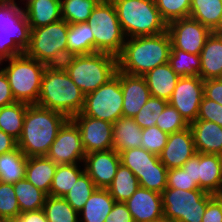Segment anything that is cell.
<instances>
[{
	"label": "cell",
	"instance_id": "obj_1",
	"mask_svg": "<svg viewBox=\"0 0 222 222\" xmlns=\"http://www.w3.org/2000/svg\"><path fill=\"white\" fill-rule=\"evenodd\" d=\"M171 40L167 31L162 34L126 38L117 57L118 70L134 76H144L157 66L169 62Z\"/></svg>",
	"mask_w": 222,
	"mask_h": 222
},
{
	"label": "cell",
	"instance_id": "obj_2",
	"mask_svg": "<svg viewBox=\"0 0 222 222\" xmlns=\"http://www.w3.org/2000/svg\"><path fill=\"white\" fill-rule=\"evenodd\" d=\"M69 118L58 111L29 105L24 117L18 148L28 157L46 156L59 129Z\"/></svg>",
	"mask_w": 222,
	"mask_h": 222
},
{
	"label": "cell",
	"instance_id": "obj_3",
	"mask_svg": "<svg viewBox=\"0 0 222 222\" xmlns=\"http://www.w3.org/2000/svg\"><path fill=\"white\" fill-rule=\"evenodd\" d=\"M85 94L72 81L61 65L47 66L36 105L65 114L68 118L79 114Z\"/></svg>",
	"mask_w": 222,
	"mask_h": 222
},
{
	"label": "cell",
	"instance_id": "obj_4",
	"mask_svg": "<svg viewBox=\"0 0 222 222\" xmlns=\"http://www.w3.org/2000/svg\"><path fill=\"white\" fill-rule=\"evenodd\" d=\"M61 66L86 95L112 78L117 69V57L107 53L72 55Z\"/></svg>",
	"mask_w": 222,
	"mask_h": 222
},
{
	"label": "cell",
	"instance_id": "obj_5",
	"mask_svg": "<svg viewBox=\"0 0 222 222\" xmlns=\"http://www.w3.org/2000/svg\"><path fill=\"white\" fill-rule=\"evenodd\" d=\"M126 38L162 34L168 24L155 0H112Z\"/></svg>",
	"mask_w": 222,
	"mask_h": 222
},
{
	"label": "cell",
	"instance_id": "obj_6",
	"mask_svg": "<svg viewBox=\"0 0 222 222\" xmlns=\"http://www.w3.org/2000/svg\"><path fill=\"white\" fill-rule=\"evenodd\" d=\"M46 64L27 56L25 53L1 61L12 94L17 102L37 104Z\"/></svg>",
	"mask_w": 222,
	"mask_h": 222
},
{
	"label": "cell",
	"instance_id": "obj_7",
	"mask_svg": "<svg viewBox=\"0 0 222 222\" xmlns=\"http://www.w3.org/2000/svg\"><path fill=\"white\" fill-rule=\"evenodd\" d=\"M30 34L22 4L16 0L0 3V61L24 54Z\"/></svg>",
	"mask_w": 222,
	"mask_h": 222
},
{
	"label": "cell",
	"instance_id": "obj_8",
	"mask_svg": "<svg viewBox=\"0 0 222 222\" xmlns=\"http://www.w3.org/2000/svg\"><path fill=\"white\" fill-rule=\"evenodd\" d=\"M69 24L57 22L31 29L30 43L24 53L47 66L61 65L68 58Z\"/></svg>",
	"mask_w": 222,
	"mask_h": 222
},
{
	"label": "cell",
	"instance_id": "obj_9",
	"mask_svg": "<svg viewBox=\"0 0 222 222\" xmlns=\"http://www.w3.org/2000/svg\"><path fill=\"white\" fill-rule=\"evenodd\" d=\"M87 23L95 37V51L118 57L122 52L126 37L112 0H100L91 12Z\"/></svg>",
	"mask_w": 222,
	"mask_h": 222
},
{
	"label": "cell",
	"instance_id": "obj_10",
	"mask_svg": "<svg viewBox=\"0 0 222 222\" xmlns=\"http://www.w3.org/2000/svg\"><path fill=\"white\" fill-rule=\"evenodd\" d=\"M163 218L170 222H202L207 203L215 196L203 190L166 188L162 193Z\"/></svg>",
	"mask_w": 222,
	"mask_h": 222
},
{
	"label": "cell",
	"instance_id": "obj_11",
	"mask_svg": "<svg viewBox=\"0 0 222 222\" xmlns=\"http://www.w3.org/2000/svg\"><path fill=\"white\" fill-rule=\"evenodd\" d=\"M120 71L95 91L85 95L82 115L114 123L123 116Z\"/></svg>",
	"mask_w": 222,
	"mask_h": 222
},
{
	"label": "cell",
	"instance_id": "obj_12",
	"mask_svg": "<svg viewBox=\"0 0 222 222\" xmlns=\"http://www.w3.org/2000/svg\"><path fill=\"white\" fill-rule=\"evenodd\" d=\"M199 188L217 195L222 190V156L217 154L196 153L182 166Z\"/></svg>",
	"mask_w": 222,
	"mask_h": 222
},
{
	"label": "cell",
	"instance_id": "obj_13",
	"mask_svg": "<svg viewBox=\"0 0 222 222\" xmlns=\"http://www.w3.org/2000/svg\"><path fill=\"white\" fill-rule=\"evenodd\" d=\"M46 156L56 164L83 163L86 152L79 128L71 118L59 129Z\"/></svg>",
	"mask_w": 222,
	"mask_h": 222
},
{
	"label": "cell",
	"instance_id": "obj_14",
	"mask_svg": "<svg viewBox=\"0 0 222 222\" xmlns=\"http://www.w3.org/2000/svg\"><path fill=\"white\" fill-rule=\"evenodd\" d=\"M167 32L171 48L191 54H200L207 37L212 31L191 17L176 19L168 23Z\"/></svg>",
	"mask_w": 222,
	"mask_h": 222
},
{
	"label": "cell",
	"instance_id": "obj_15",
	"mask_svg": "<svg viewBox=\"0 0 222 222\" xmlns=\"http://www.w3.org/2000/svg\"><path fill=\"white\" fill-rule=\"evenodd\" d=\"M204 97V80L199 77H180L168 104L176 108L190 125L197 119Z\"/></svg>",
	"mask_w": 222,
	"mask_h": 222
},
{
	"label": "cell",
	"instance_id": "obj_16",
	"mask_svg": "<svg viewBox=\"0 0 222 222\" xmlns=\"http://www.w3.org/2000/svg\"><path fill=\"white\" fill-rule=\"evenodd\" d=\"M79 128L86 154L113 149V123L82 115L71 118Z\"/></svg>",
	"mask_w": 222,
	"mask_h": 222
},
{
	"label": "cell",
	"instance_id": "obj_17",
	"mask_svg": "<svg viewBox=\"0 0 222 222\" xmlns=\"http://www.w3.org/2000/svg\"><path fill=\"white\" fill-rule=\"evenodd\" d=\"M120 163V155L114 149L88 153L83 161L85 172L96 188L102 189L111 185Z\"/></svg>",
	"mask_w": 222,
	"mask_h": 222
},
{
	"label": "cell",
	"instance_id": "obj_18",
	"mask_svg": "<svg viewBox=\"0 0 222 222\" xmlns=\"http://www.w3.org/2000/svg\"><path fill=\"white\" fill-rule=\"evenodd\" d=\"M194 137L190 126L169 134L167 143L159 155L166 168H180L196 154Z\"/></svg>",
	"mask_w": 222,
	"mask_h": 222
},
{
	"label": "cell",
	"instance_id": "obj_19",
	"mask_svg": "<svg viewBox=\"0 0 222 222\" xmlns=\"http://www.w3.org/2000/svg\"><path fill=\"white\" fill-rule=\"evenodd\" d=\"M124 203L134 222H156L163 219L162 195L156 191L140 186Z\"/></svg>",
	"mask_w": 222,
	"mask_h": 222
},
{
	"label": "cell",
	"instance_id": "obj_20",
	"mask_svg": "<svg viewBox=\"0 0 222 222\" xmlns=\"http://www.w3.org/2000/svg\"><path fill=\"white\" fill-rule=\"evenodd\" d=\"M123 92V116L133 118L150 98V90L143 76H134L120 71Z\"/></svg>",
	"mask_w": 222,
	"mask_h": 222
},
{
	"label": "cell",
	"instance_id": "obj_21",
	"mask_svg": "<svg viewBox=\"0 0 222 222\" xmlns=\"http://www.w3.org/2000/svg\"><path fill=\"white\" fill-rule=\"evenodd\" d=\"M199 76L203 80L220 79L222 76V31L212 32L200 53Z\"/></svg>",
	"mask_w": 222,
	"mask_h": 222
},
{
	"label": "cell",
	"instance_id": "obj_22",
	"mask_svg": "<svg viewBox=\"0 0 222 222\" xmlns=\"http://www.w3.org/2000/svg\"><path fill=\"white\" fill-rule=\"evenodd\" d=\"M197 153L222 156V127L215 122L196 119L190 124Z\"/></svg>",
	"mask_w": 222,
	"mask_h": 222
},
{
	"label": "cell",
	"instance_id": "obj_23",
	"mask_svg": "<svg viewBox=\"0 0 222 222\" xmlns=\"http://www.w3.org/2000/svg\"><path fill=\"white\" fill-rule=\"evenodd\" d=\"M23 6L31 29L46 26L62 19L61 0H27Z\"/></svg>",
	"mask_w": 222,
	"mask_h": 222
},
{
	"label": "cell",
	"instance_id": "obj_24",
	"mask_svg": "<svg viewBox=\"0 0 222 222\" xmlns=\"http://www.w3.org/2000/svg\"><path fill=\"white\" fill-rule=\"evenodd\" d=\"M121 164L128 167L137 179L148 171H168L159 160V156L150 153L144 148H133L119 153Z\"/></svg>",
	"mask_w": 222,
	"mask_h": 222
},
{
	"label": "cell",
	"instance_id": "obj_25",
	"mask_svg": "<svg viewBox=\"0 0 222 222\" xmlns=\"http://www.w3.org/2000/svg\"><path fill=\"white\" fill-rule=\"evenodd\" d=\"M152 97L169 100L180 78L169 63L150 70L143 76Z\"/></svg>",
	"mask_w": 222,
	"mask_h": 222
},
{
	"label": "cell",
	"instance_id": "obj_26",
	"mask_svg": "<svg viewBox=\"0 0 222 222\" xmlns=\"http://www.w3.org/2000/svg\"><path fill=\"white\" fill-rule=\"evenodd\" d=\"M58 164L47 156H34L27 158L25 179L33 186L50 195V188Z\"/></svg>",
	"mask_w": 222,
	"mask_h": 222
},
{
	"label": "cell",
	"instance_id": "obj_27",
	"mask_svg": "<svg viewBox=\"0 0 222 222\" xmlns=\"http://www.w3.org/2000/svg\"><path fill=\"white\" fill-rule=\"evenodd\" d=\"M113 149L118 153L141 148L142 128L133 118L122 116L113 123Z\"/></svg>",
	"mask_w": 222,
	"mask_h": 222
},
{
	"label": "cell",
	"instance_id": "obj_28",
	"mask_svg": "<svg viewBox=\"0 0 222 222\" xmlns=\"http://www.w3.org/2000/svg\"><path fill=\"white\" fill-rule=\"evenodd\" d=\"M114 204L108 189L97 188L79 212V222H104Z\"/></svg>",
	"mask_w": 222,
	"mask_h": 222
},
{
	"label": "cell",
	"instance_id": "obj_29",
	"mask_svg": "<svg viewBox=\"0 0 222 222\" xmlns=\"http://www.w3.org/2000/svg\"><path fill=\"white\" fill-rule=\"evenodd\" d=\"M189 17L212 32L222 31V0H191Z\"/></svg>",
	"mask_w": 222,
	"mask_h": 222
},
{
	"label": "cell",
	"instance_id": "obj_30",
	"mask_svg": "<svg viewBox=\"0 0 222 222\" xmlns=\"http://www.w3.org/2000/svg\"><path fill=\"white\" fill-rule=\"evenodd\" d=\"M68 57L95 53V37L87 22L69 24L67 33Z\"/></svg>",
	"mask_w": 222,
	"mask_h": 222
},
{
	"label": "cell",
	"instance_id": "obj_31",
	"mask_svg": "<svg viewBox=\"0 0 222 222\" xmlns=\"http://www.w3.org/2000/svg\"><path fill=\"white\" fill-rule=\"evenodd\" d=\"M27 157L17 147L0 155V182L16 183L25 178Z\"/></svg>",
	"mask_w": 222,
	"mask_h": 222
},
{
	"label": "cell",
	"instance_id": "obj_32",
	"mask_svg": "<svg viewBox=\"0 0 222 222\" xmlns=\"http://www.w3.org/2000/svg\"><path fill=\"white\" fill-rule=\"evenodd\" d=\"M84 172L83 163L58 164L50 188V195L64 197Z\"/></svg>",
	"mask_w": 222,
	"mask_h": 222
},
{
	"label": "cell",
	"instance_id": "obj_33",
	"mask_svg": "<svg viewBox=\"0 0 222 222\" xmlns=\"http://www.w3.org/2000/svg\"><path fill=\"white\" fill-rule=\"evenodd\" d=\"M20 214L43 209L47 194L33 186L25 178L13 183Z\"/></svg>",
	"mask_w": 222,
	"mask_h": 222
},
{
	"label": "cell",
	"instance_id": "obj_34",
	"mask_svg": "<svg viewBox=\"0 0 222 222\" xmlns=\"http://www.w3.org/2000/svg\"><path fill=\"white\" fill-rule=\"evenodd\" d=\"M30 104L15 102L0 108V129L18 141L23 130L24 117Z\"/></svg>",
	"mask_w": 222,
	"mask_h": 222
},
{
	"label": "cell",
	"instance_id": "obj_35",
	"mask_svg": "<svg viewBox=\"0 0 222 222\" xmlns=\"http://www.w3.org/2000/svg\"><path fill=\"white\" fill-rule=\"evenodd\" d=\"M140 187L134 173L120 163L111 185L107 188L115 202L127 201Z\"/></svg>",
	"mask_w": 222,
	"mask_h": 222
},
{
	"label": "cell",
	"instance_id": "obj_36",
	"mask_svg": "<svg viewBox=\"0 0 222 222\" xmlns=\"http://www.w3.org/2000/svg\"><path fill=\"white\" fill-rule=\"evenodd\" d=\"M168 63L180 77H199L201 68L200 54H191L180 49L171 48Z\"/></svg>",
	"mask_w": 222,
	"mask_h": 222
},
{
	"label": "cell",
	"instance_id": "obj_37",
	"mask_svg": "<svg viewBox=\"0 0 222 222\" xmlns=\"http://www.w3.org/2000/svg\"><path fill=\"white\" fill-rule=\"evenodd\" d=\"M43 210L48 222H79V213L63 197L47 195Z\"/></svg>",
	"mask_w": 222,
	"mask_h": 222
},
{
	"label": "cell",
	"instance_id": "obj_38",
	"mask_svg": "<svg viewBox=\"0 0 222 222\" xmlns=\"http://www.w3.org/2000/svg\"><path fill=\"white\" fill-rule=\"evenodd\" d=\"M100 0H61V16L68 24L87 22Z\"/></svg>",
	"mask_w": 222,
	"mask_h": 222
},
{
	"label": "cell",
	"instance_id": "obj_39",
	"mask_svg": "<svg viewBox=\"0 0 222 222\" xmlns=\"http://www.w3.org/2000/svg\"><path fill=\"white\" fill-rule=\"evenodd\" d=\"M96 189L94 182L90 179L89 175L84 172L63 198L79 213Z\"/></svg>",
	"mask_w": 222,
	"mask_h": 222
},
{
	"label": "cell",
	"instance_id": "obj_40",
	"mask_svg": "<svg viewBox=\"0 0 222 222\" xmlns=\"http://www.w3.org/2000/svg\"><path fill=\"white\" fill-rule=\"evenodd\" d=\"M167 105V100L150 96L133 119L142 129L155 126L157 118Z\"/></svg>",
	"mask_w": 222,
	"mask_h": 222
},
{
	"label": "cell",
	"instance_id": "obj_41",
	"mask_svg": "<svg viewBox=\"0 0 222 222\" xmlns=\"http://www.w3.org/2000/svg\"><path fill=\"white\" fill-rule=\"evenodd\" d=\"M20 214V208L12 183L0 182V220L13 221Z\"/></svg>",
	"mask_w": 222,
	"mask_h": 222
},
{
	"label": "cell",
	"instance_id": "obj_42",
	"mask_svg": "<svg viewBox=\"0 0 222 222\" xmlns=\"http://www.w3.org/2000/svg\"><path fill=\"white\" fill-rule=\"evenodd\" d=\"M155 4L167 24L190 16L191 0H155Z\"/></svg>",
	"mask_w": 222,
	"mask_h": 222
},
{
	"label": "cell",
	"instance_id": "obj_43",
	"mask_svg": "<svg viewBox=\"0 0 222 222\" xmlns=\"http://www.w3.org/2000/svg\"><path fill=\"white\" fill-rule=\"evenodd\" d=\"M156 126L163 132L172 134L173 132L184 130L190 125L176 108L168 104L157 118Z\"/></svg>",
	"mask_w": 222,
	"mask_h": 222
},
{
	"label": "cell",
	"instance_id": "obj_44",
	"mask_svg": "<svg viewBox=\"0 0 222 222\" xmlns=\"http://www.w3.org/2000/svg\"><path fill=\"white\" fill-rule=\"evenodd\" d=\"M169 134L160 130L156 125L142 129L141 147L159 156L165 147Z\"/></svg>",
	"mask_w": 222,
	"mask_h": 222
},
{
	"label": "cell",
	"instance_id": "obj_45",
	"mask_svg": "<svg viewBox=\"0 0 222 222\" xmlns=\"http://www.w3.org/2000/svg\"><path fill=\"white\" fill-rule=\"evenodd\" d=\"M167 188L183 191L201 190L189 173L185 172L182 167L168 170Z\"/></svg>",
	"mask_w": 222,
	"mask_h": 222
},
{
	"label": "cell",
	"instance_id": "obj_46",
	"mask_svg": "<svg viewBox=\"0 0 222 222\" xmlns=\"http://www.w3.org/2000/svg\"><path fill=\"white\" fill-rule=\"evenodd\" d=\"M168 171H148L138 179L139 185L148 190L162 193L167 188Z\"/></svg>",
	"mask_w": 222,
	"mask_h": 222
},
{
	"label": "cell",
	"instance_id": "obj_47",
	"mask_svg": "<svg viewBox=\"0 0 222 222\" xmlns=\"http://www.w3.org/2000/svg\"><path fill=\"white\" fill-rule=\"evenodd\" d=\"M197 119L215 122L222 127V105L204 96L199 106Z\"/></svg>",
	"mask_w": 222,
	"mask_h": 222
},
{
	"label": "cell",
	"instance_id": "obj_48",
	"mask_svg": "<svg viewBox=\"0 0 222 222\" xmlns=\"http://www.w3.org/2000/svg\"><path fill=\"white\" fill-rule=\"evenodd\" d=\"M104 222H134V220L125 203L115 202Z\"/></svg>",
	"mask_w": 222,
	"mask_h": 222
},
{
	"label": "cell",
	"instance_id": "obj_49",
	"mask_svg": "<svg viewBox=\"0 0 222 222\" xmlns=\"http://www.w3.org/2000/svg\"><path fill=\"white\" fill-rule=\"evenodd\" d=\"M202 222H222V202L216 195L207 203Z\"/></svg>",
	"mask_w": 222,
	"mask_h": 222
},
{
	"label": "cell",
	"instance_id": "obj_50",
	"mask_svg": "<svg viewBox=\"0 0 222 222\" xmlns=\"http://www.w3.org/2000/svg\"><path fill=\"white\" fill-rule=\"evenodd\" d=\"M204 96L222 105V79L204 80Z\"/></svg>",
	"mask_w": 222,
	"mask_h": 222
},
{
	"label": "cell",
	"instance_id": "obj_51",
	"mask_svg": "<svg viewBox=\"0 0 222 222\" xmlns=\"http://www.w3.org/2000/svg\"><path fill=\"white\" fill-rule=\"evenodd\" d=\"M17 102L12 94L8 78L0 69V108Z\"/></svg>",
	"mask_w": 222,
	"mask_h": 222
},
{
	"label": "cell",
	"instance_id": "obj_52",
	"mask_svg": "<svg viewBox=\"0 0 222 222\" xmlns=\"http://www.w3.org/2000/svg\"><path fill=\"white\" fill-rule=\"evenodd\" d=\"M12 222H48L43 209L19 214Z\"/></svg>",
	"mask_w": 222,
	"mask_h": 222
},
{
	"label": "cell",
	"instance_id": "obj_53",
	"mask_svg": "<svg viewBox=\"0 0 222 222\" xmlns=\"http://www.w3.org/2000/svg\"><path fill=\"white\" fill-rule=\"evenodd\" d=\"M17 140L0 129V155L16 149Z\"/></svg>",
	"mask_w": 222,
	"mask_h": 222
},
{
	"label": "cell",
	"instance_id": "obj_54",
	"mask_svg": "<svg viewBox=\"0 0 222 222\" xmlns=\"http://www.w3.org/2000/svg\"><path fill=\"white\" fill-rule=\"evenodd\" d=\"M220 201L222 202V190L216 195Z\"/></svg>",
	"mask_w": 222,
	"mask_h": 222
},
{
	"label": "cell",
	"instance_id": "obj_55",
	"mask_svg": "<svg viewBox=\"0 0 222 222\" xmlns=\"http://www.w3.org/2000/svg\"><path fill=\"white\" fill-rule=\"evenodd\" d=\"M156 222H170V221L163 218V219L156 221Z\"/></svg>",
	"mask_w": 222,
	"mask_h": 222
},
{
	"label": "cell",
	"instance_id": "obj_56",
	"mask_svg": "<svg viewBox=\"0 0 222 222\" xmlns=\"http://www.w3.org/2000/svg\"><path fill=\"white\" fill-rule=\"evenodd\" d=\"M9 0H0V3H4V2H7Z\"/></svg>",
	"mask_w": 222,
	"mask_h": 222
},
{
	"label": "cell",
	"instance_id": "obj_57",
	"mask_svg": "<svg viewBox=\"0 0 222 222\" xmlns=\"http://www.w3.org/2000/svg\"><path fill=\"white\" fill-rule=\"evenodd\" d=\"M20 1H21V2H20ZM20 1L18 0V2H20V3L23 4V3H24L25 1H27V0H20Z\"/></svg>",
	"mask_w": 222,
	"mask_h": 222
}]
</instances>
